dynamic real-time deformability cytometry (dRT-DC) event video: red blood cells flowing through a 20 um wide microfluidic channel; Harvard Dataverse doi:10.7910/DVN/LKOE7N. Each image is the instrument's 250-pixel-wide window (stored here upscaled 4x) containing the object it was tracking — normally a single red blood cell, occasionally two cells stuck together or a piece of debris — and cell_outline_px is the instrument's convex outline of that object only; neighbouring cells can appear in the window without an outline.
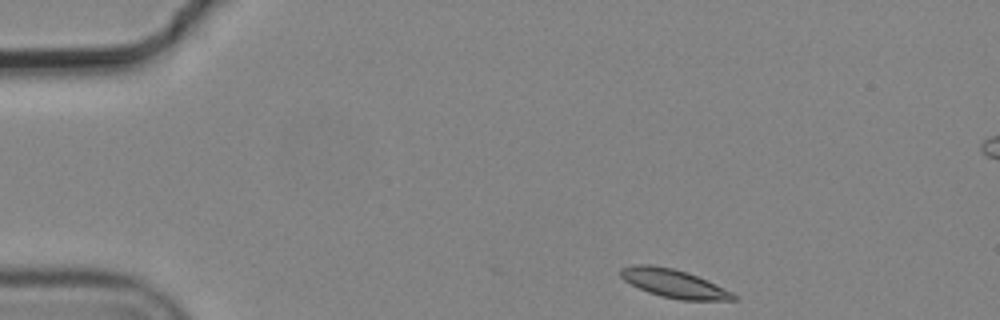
{"species": "common noctule bat (a hibernating species)", "species_latin": "Nyctalus noctula", "temperature_condition": "cold", "stored_images_in_passage": 3, "camera_frame_rate_fps": 3000, "um_per_image_px": 0.085, "animal": {"sex": "male", "body_mass_g": 19.2, "forearm_length_mm": 51.8}, "frame": {"image": 1, "passage_image": 1, "time_ms": 0.0, "image_size_px": [1000, 320], "cell_outline_px": [[740, 296], [736, 300], [680, 300], [660, 296], [648, 292], [624, 280], [620, 276], [620, 268], [636, 264], [652, 264], [672, 268], [688, 272], [724, 288]], "centroid_in_image_um": [57.29, 24.09], "position_along_channel_um": 27.7, "area_um2": 18.67}}